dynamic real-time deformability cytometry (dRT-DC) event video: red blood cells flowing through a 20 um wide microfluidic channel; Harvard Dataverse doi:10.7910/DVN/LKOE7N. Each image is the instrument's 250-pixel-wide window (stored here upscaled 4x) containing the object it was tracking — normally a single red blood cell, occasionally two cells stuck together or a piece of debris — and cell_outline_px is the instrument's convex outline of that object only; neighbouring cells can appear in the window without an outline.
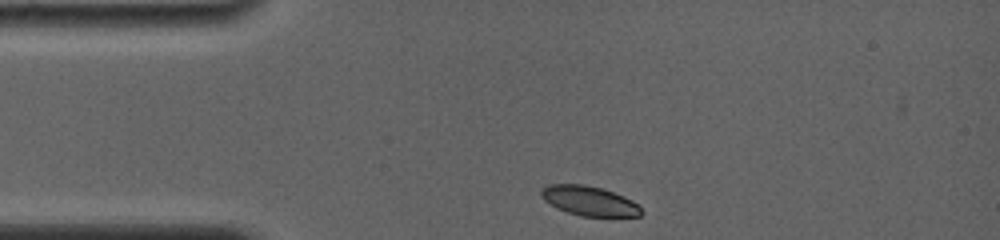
{"species": "common noctule bat (a hibernating species)", "species_latin": "Nyctalus noctula", "temperature_condition": "room temperature", "stored_images_in_passage": 13, "camera_frame_rate_fps": 4000, "um_per_image_px": 0.085, "animal": {"sex": "female", "body_mass_g": 19.0, "forearm_length_mm": 56.7}, "frame": {"image": 1, "passage_image": 1, "time_ms": 0.0, "image_size_px": [1000, 240], "cell_outline_px": [[644, 212], [640, 216], [580, 216], [556, 208], [544, 200], [540, 196], [540, 192], [548, 184], [584, 184], [600, 188], [624, 196], [632, 200]], "centroid_in_image_um": [50.07, 17.07], "position_along_channel_um": 34.9, "area_um2": 17.17}}